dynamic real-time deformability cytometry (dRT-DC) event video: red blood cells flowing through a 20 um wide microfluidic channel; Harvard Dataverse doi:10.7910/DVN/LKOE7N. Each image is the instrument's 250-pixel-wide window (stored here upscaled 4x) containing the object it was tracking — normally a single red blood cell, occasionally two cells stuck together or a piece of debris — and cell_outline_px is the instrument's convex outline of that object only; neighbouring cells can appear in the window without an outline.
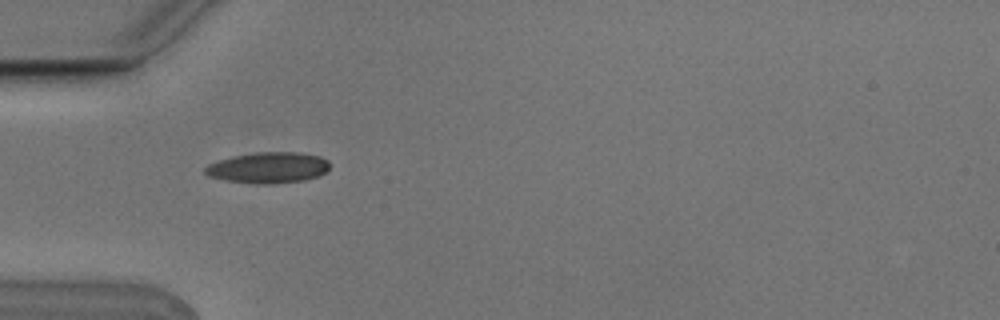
{"species": "Egyptian fruit bat (a non-hibernating species)", "species_latin": "Rousettus aegyptiacus", "temperature_condition": "cold", "stored_images_in_passage": 4, "camera_frame_rate_fps": 3000, "um_per_image_px": 0.085, "animal": {"sex": "male"}, "frame": {"image": 1, "passage_image": 1, "time_ms": 0.0, "image_size_px": [1000, 320], "cell_outline_px": [[328, 172], [320, 176], [304, 180], [268, 184], [256, 184], [224, 180], [208, 176], [204, 172], [204, 168], [208, 164], [232, 156], [256, 152], [300, 152], [320, 156], [328, 160]], "centroid_in_image_um": [22.81, 14.25], "position_along_channel_um": 62.2, "area_um2": 22.66}}
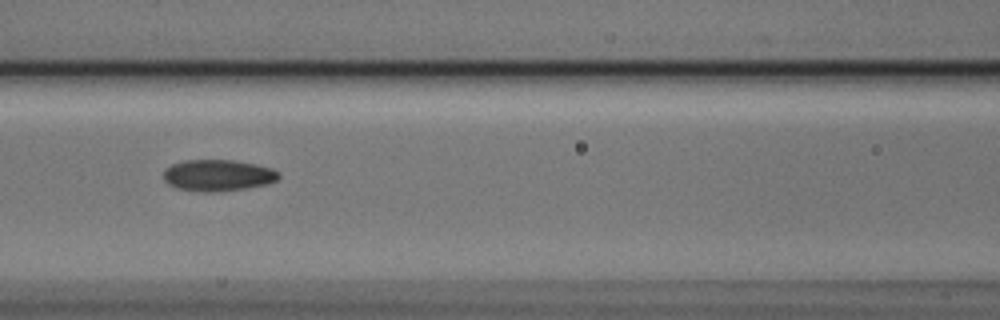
{"frame": {"image": 2, "passage_image": 3, "time_ms": 0.667, "image_size_px": [1000, 320], "cell_outline_px": [[280, 176], [276, 180], [268, 184], [244, 188], [212, 192], [204, 192], [176, 188], [168, 184], [164, 180], [164, 168], [172, 164], [184, 160], [232, 160], [256, 164], [272, 168], [280, 172]], "centroid_in_image_um": [18.51, 14.89], "position_along_channel_um": 148.1, "area_um2": 21.15}}
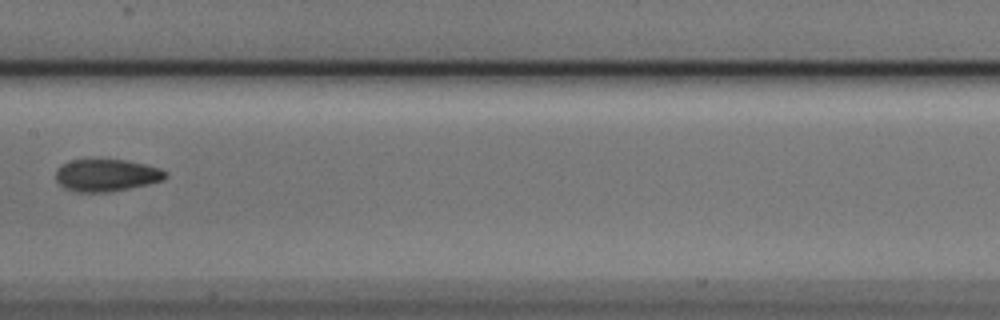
{"frame": {"image": 3, "passage_image": 4, "time_ms": 1.0, "image_size_px": [1000, 320], "cell_outline_px": [[168, 176], [164, 180], [148, 184], [112, 192], [76, 192], [64, 188], [56, 180], [56, 168], [60, 164], [72, 160], [100, 156], [124, 160], [144, 164], [160, 168], [168, 172]], "centroid_in_image_um": [9.03, 14.85], "position_along_channel_um": 198.4, "area_um2": 21.5}}